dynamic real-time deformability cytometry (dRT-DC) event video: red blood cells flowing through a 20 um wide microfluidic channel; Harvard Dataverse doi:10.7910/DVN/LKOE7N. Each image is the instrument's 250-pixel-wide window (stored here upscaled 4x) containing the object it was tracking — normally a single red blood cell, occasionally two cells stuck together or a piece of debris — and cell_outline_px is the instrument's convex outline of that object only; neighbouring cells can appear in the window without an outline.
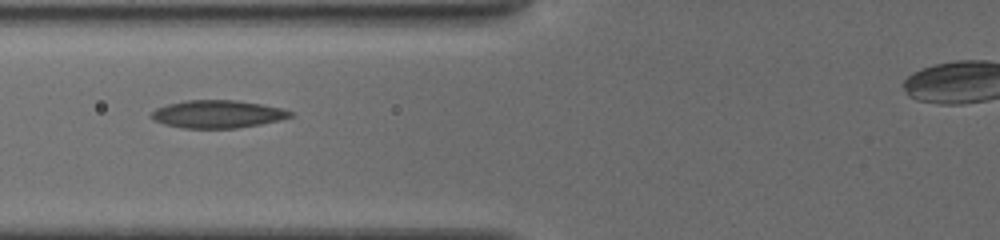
{"species": "common noctule bat (a hibernating species)", "species_latin": "Nyctalus noctula", "temperature_condition": "cold", "stored_images_in_passage": 7, "camera_frame_rate_fps": 3000, "um_per_image_px": 0.085, "animal": {"sex": "female", "body_mass_g": 19.5, "forearm_length_mm": 54.1}, "frame": {"image": 1, "passage_image": 3, "time_ms": 2.0, "image_size_px": [1000, 240], "cell_outline_px": [[292, 116], [280, 120], [260, 124], [236, 128], [184, 128], [164, 124], [148, 116], [156, 108], [168, 104], [184, 100], [236, 100], [284, 108], [292, 112]], "centroid_in_image_um": [18.49, 9.69], "position_along_channel_um": 107.3, "area_um2": 22.43}}
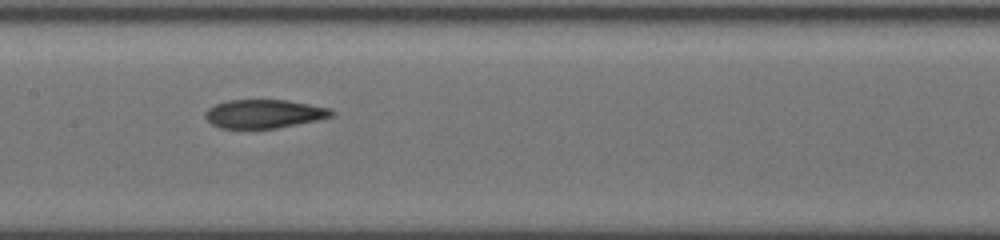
{"frame": {"image": 2, "passage_image": 5, "time_ms": 4.0, "image_size_px": [1000, 240], "cell_outline_px": [[336, 112], [332, 116], [316, 120], [276, 128], [220, 128], [212, 124], [204, 116], [204, 112], [208, 108], [216, 104], [228, 100], [288, 100], [332, 108]], "centroid_in_image_um": [22.45, 9.66], "position_along_channel_um": 184.9, "area_um2": 21.04}}
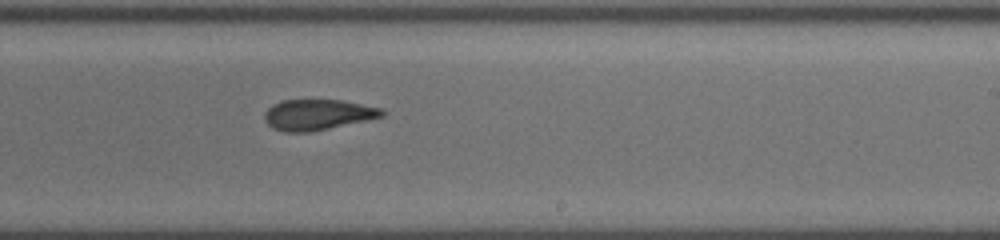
{"frame": {"image": 3, "passage_image": 7, "time_ms": 6.0, "image_size_px": [1000, 240], "cell_outline_px": [[384, 116], [328, 128], [308, 132], [284, 132], [272, 128], [264, 120], [264, 112], [272, 104], [280, 100], [340, 100], [384, 108]], "centroid_in_image_um": [26.96, 9.74], "position_along_channel_um": 262.0, "area_um2": 20.92}}